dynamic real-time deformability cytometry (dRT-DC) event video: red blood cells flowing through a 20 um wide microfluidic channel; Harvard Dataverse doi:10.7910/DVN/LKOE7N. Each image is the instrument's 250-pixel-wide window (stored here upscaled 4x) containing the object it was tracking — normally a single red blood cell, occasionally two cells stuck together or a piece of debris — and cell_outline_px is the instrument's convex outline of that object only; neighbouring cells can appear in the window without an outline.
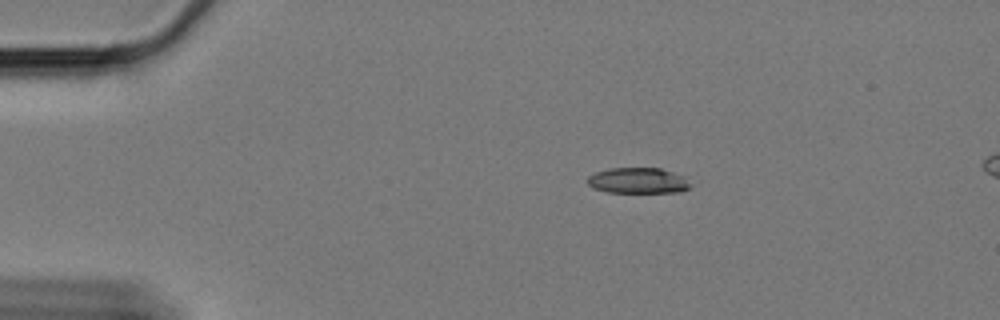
{"species": "Egyptian fruit bat (a non-hibernating species)", "species_latin": "Rousettus aegyptiacus", "temperature_condition": "cold", "stored_images_in_passage": 50, "camera_frame_rate_fps": 3000, "um_per_image_px": 0.085, "animal": {"sex": "female"}, "frame": {"image": 1, "passage_image": 1, "time_ms": 0.0, "image_size_px": [1000, 320], "cell_outline_px": [[692, 184], [688, 188], [680, 192], [608, 192], [596, 188], [588, 184], [584, 180], [588, 176], [596, 172], [608, 168], [660, 168], [684, 176]], "centroid_in_image_um": [54.23, 15.34], "position_along_channel_um": 30.8, "area_um2": 15.43}}
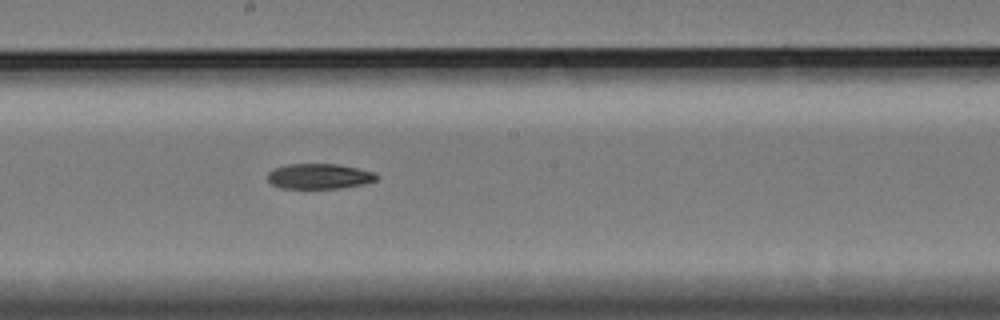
{"frame": {"image": 2, "passage_image": 23, "time_ms": 7.333, "image_size_px": [1000, 320], "cell_outline_px": [[380, 176], [376, 180], [364, 184], [340, 188], [280, 188], [272, 184], [268, 180], [268, 172], [276, 168], [288, 164], [336, 164], [376, 172]], "centroid_in_image_um": [27.17, 14.98], "position_along_channel_um": 221.0, "area_um2": 16.01}}
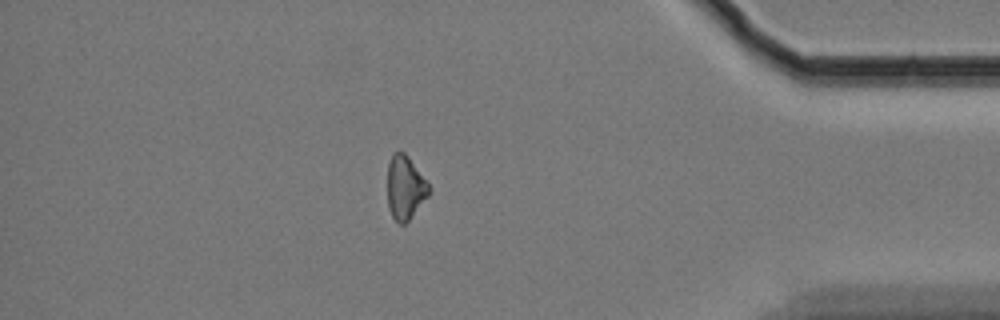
{"frame": {"image": 3, "passage_image": 42, "time_ms": 13.667, "image_size_px": [1000, 320], "cell_outline_px": [[432, 192], [408, 220], [404, 224], [400, 224], [392, 216], [388, 208], [388, 164], [392, 152], [404, 152], [408, 156], [432, 188]], "centroid_in_image_um": [34.45, 15.93], "position_along_channel_um": 400.7, "area_um2": 15.43}, "authors_computed_cell_mechanics": {"area_um2": 16.4441, "velocity_mm_per_s": 3.3502, "shape_relaxation_time_tau1_ms": 8.7381, "shape_relaxation_time_tau2_ms": null, "deformation_change_tau1": 0.1205, "deformation_change_tau2": null}}